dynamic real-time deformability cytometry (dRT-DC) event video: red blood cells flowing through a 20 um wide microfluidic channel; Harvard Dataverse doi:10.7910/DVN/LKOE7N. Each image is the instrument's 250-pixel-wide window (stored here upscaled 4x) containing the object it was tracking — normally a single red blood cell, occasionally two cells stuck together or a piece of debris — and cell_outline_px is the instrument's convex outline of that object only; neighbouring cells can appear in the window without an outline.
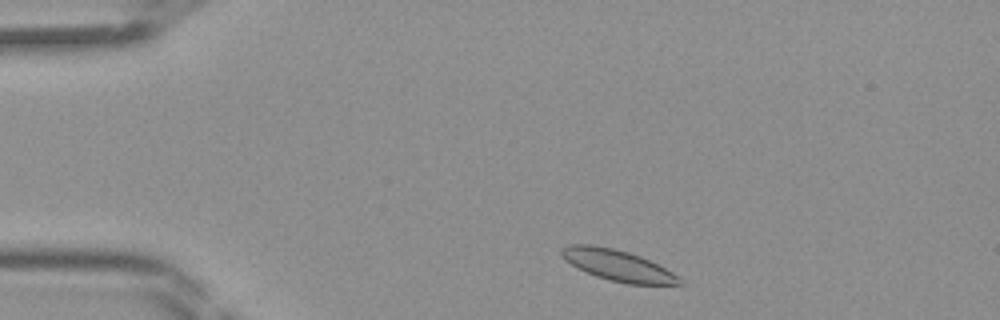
{"species": "Egyptian fruit bat (a non-hibernating species)", "species_latin": "Rousettus aegyptiacus", "temperature_condition": "room temperature", "stored_images_in_passage": 39, "camera_frame_rate_fps": 3000, "um_per_image_px": 0.085, "frame": {"image": 1, "passage_image": 2, "time_ms": 0.333, "image_size_px": [1000, 320], "cell_outline_px": [[684, 284], [628, 284], [596, 276], [564, 260], [560, 252], [560, 248], [568, 244], [592, 244], [612, 248], [628, 252], [640, 256], [672, 272]], "centroid_in_image_um": [52.45, 22.53], "position_along_channel_um": 32.6, "area_um2": 20.87}}
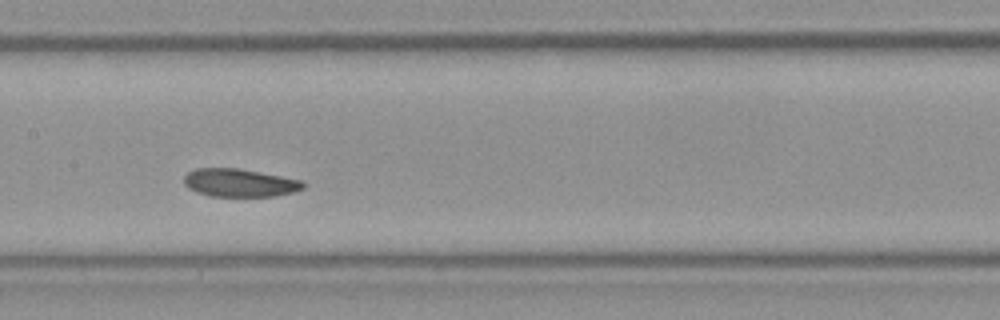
{"frame": {"image": 2, "passage_image": 16, "time_ms": 5.0, "image_size_px": [1000, 320], "cell_outline_px": [[304, 188], [292, 192], [272, 196], [212, 196], [196, 192], [188, 188], [184, 184], [184, 176], [188, 172], [196, 168], [240, 168], [300, 180], [304, 184]], "centroid_in_image_um": [20.32, 15.53], "position_along_channel_um": 187.1, "area_um2": 19.31}}
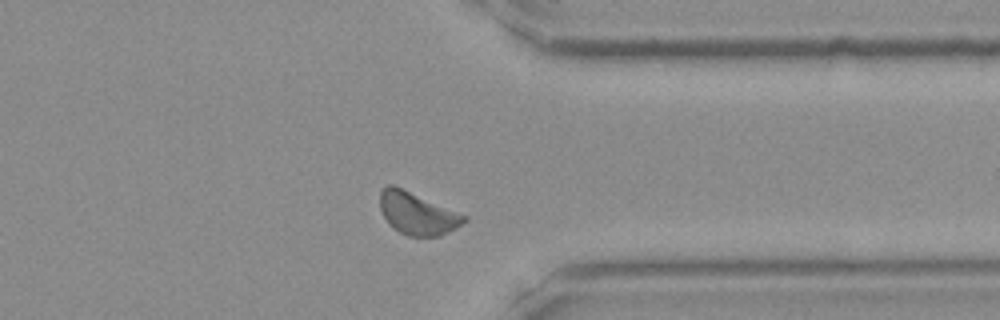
{"frame": {"image": 3, "passage_image": 29, "time_ms": 9.333, "image_size_px": [1000, 320], "cell_outline_px": [[468, 220], [456, 228], [440, 236], [408, 236], [392, 228], [388, 224], [380, 208], [380, 192], [388, 184], [392, 184], [468, 216]], "centroid_in_image_um": [35.47, 18.15], "position_along_channel_um": 375.9, "area_um2": 20.63}}